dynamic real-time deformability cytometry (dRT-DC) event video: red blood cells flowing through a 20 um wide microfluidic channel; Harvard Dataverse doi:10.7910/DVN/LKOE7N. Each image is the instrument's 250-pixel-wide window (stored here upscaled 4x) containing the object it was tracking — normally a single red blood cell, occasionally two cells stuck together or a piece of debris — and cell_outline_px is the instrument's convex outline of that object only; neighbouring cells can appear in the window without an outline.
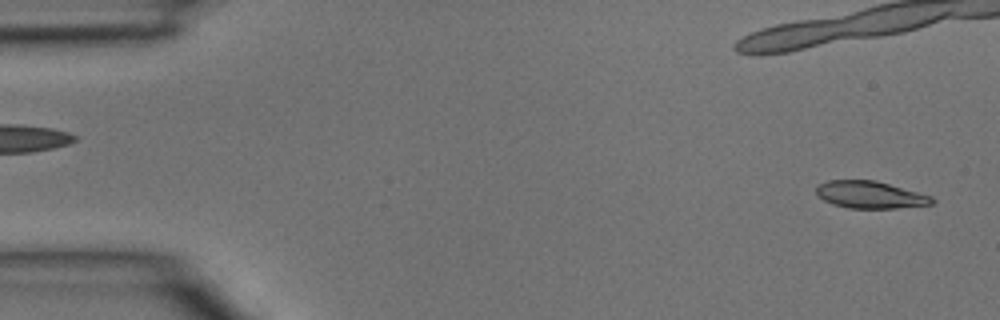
{"species": "common noctule bat (a hibernating species)", "species_latin": "Nyctalus noctula", "temperature_condition": "room temperature", "stored_images_in_passage": 5, "segment_of_instrument_passage": [2, 2], "camera_frame_rate_fps": 3000, "um_per_image_px": 0.085, "animal": {"sex": "male", "body_mass_g": 15.6}, "frame": {"image": 1, "passage_image": 5, "time_ms": 1.333, "image_size_px": [1000, 320], "cell_outline_px": [[936, 200], [932, 204], [896, 208], [848, 208], [832, 204], [824, 200], [816, 192], [816, 188], [820, 184], [828, 180], [876, 180], [932, 196]], "centroid_in_image_um": [73.98, 16.55], "position_along_channel_um": 11.0, "area_um2": 18.26}}